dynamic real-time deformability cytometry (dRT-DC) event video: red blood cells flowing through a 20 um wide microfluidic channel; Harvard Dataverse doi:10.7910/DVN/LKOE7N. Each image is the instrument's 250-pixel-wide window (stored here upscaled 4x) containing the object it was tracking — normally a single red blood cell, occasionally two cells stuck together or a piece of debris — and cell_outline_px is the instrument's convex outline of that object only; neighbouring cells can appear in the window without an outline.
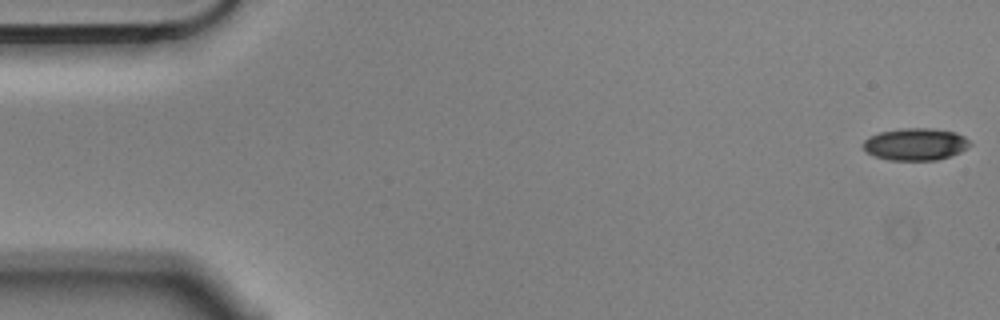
{"species": "Egyptian fruit bat (a non-hibernating species)", "species_latin": "Rousettus aegyptiacus", "temperature_condition": "cold", "stored_images_in_passage": 9, "camera_frame_rate_fps": 3000, "um_per_image_px": 0.085, "animal": {"sex": "male"}, "frame": {"image": 1, "passage_image": 1, "time_ms": 0.0, "image_size_px": [1000, 320], "cell_outline_px": [[972, 144], [968, 148], [960, 152], [936, 160], [888, 160], [876, 156], [868, 152], [860, 144], [864, 140], [880, 132], [900, 128], [928, 128], [956, 132], [964, 136]], "centroid_in_image_um": [77.82, 12.25], "position_along_channel_um": 7.2, "area_um2": 19.94}}
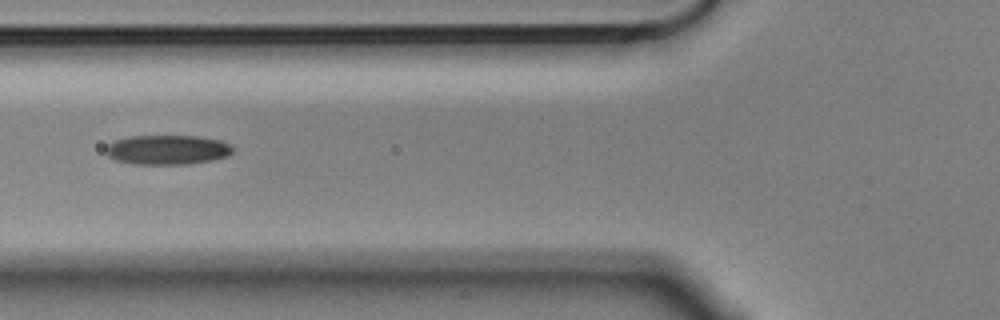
{"frame": {"image": 2, "passage_image": 6, "time_ms": 1.667, "image_size_px": [1000, 320], "cell_outline_px": [[232, 152], [228, 156], [188, 164], [132, 164], [116, 160], [108, 156], [104, 152], [104, 148], [108, 144], [116, 140], [132, 136], [200, 136], [220, 140], [232, 144]], "centroid_in_image_um": [14.21, 12.73], "position_along_channel_um": 111.6, "area_um2": 21.91}}
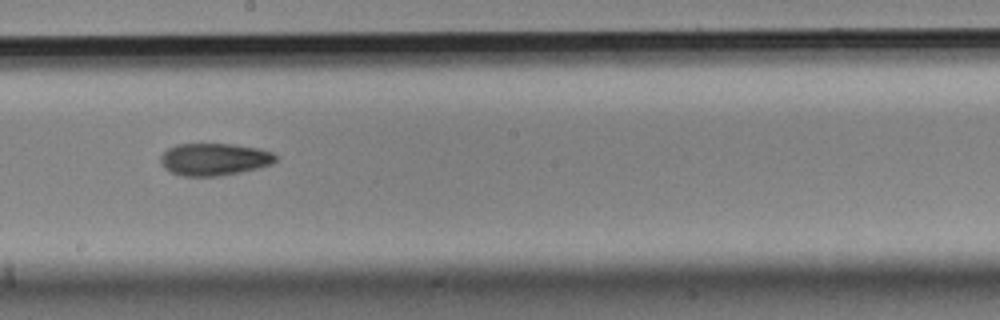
{"frame": {"image": 3, "passage_image": 9, "time_ms": 2.667, "image_size_px": [1000, 320], "cell_outline_px": [[276, 160], [272, 164], [240, 172], [220, 176], [180, 176], [168, 172], [164, 168], [160, 160], [160, 156], [168, 148], [176, 144], [236, 144], [260, 148], [272, 152], [276, 156]], "centroid_in_image_um": [18.19, 13.54], "position_along_channel_um": 230.0, "area_um2": 21.85}}